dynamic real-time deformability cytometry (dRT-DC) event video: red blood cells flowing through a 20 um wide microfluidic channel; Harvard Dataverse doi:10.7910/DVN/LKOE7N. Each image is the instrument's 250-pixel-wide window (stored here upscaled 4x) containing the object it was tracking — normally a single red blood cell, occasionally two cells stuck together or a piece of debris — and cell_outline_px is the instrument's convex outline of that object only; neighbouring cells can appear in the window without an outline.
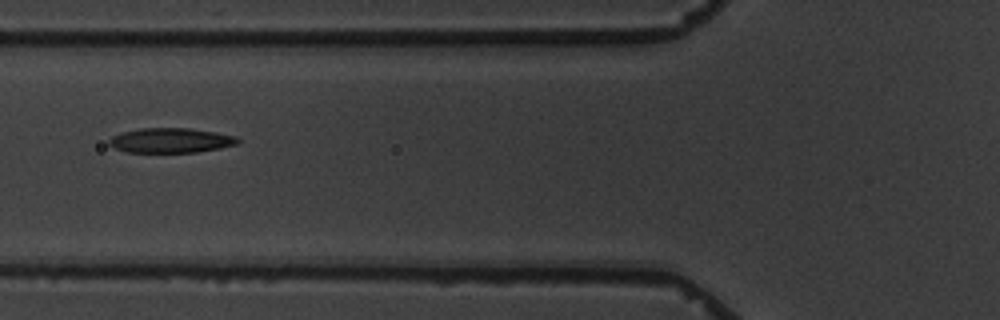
{"species": "common noctule bat (a hibernating species)", "species_latin": "Nyctalus noctula", "temperature_condition": "warm", "stored_images_in_passage": 14, "camera_frame_rate_fps": 3000, "um_per_image_px": 0.085, "animal": {"sex": "male", "body_mass_g": 19.5, "forearm_length_mm": 54.6}, "frame": {"image": 1, "passage_image": 6, "time_ms": 7.0, "image_size_px": [1000, 320], "cell_outline_px": [[240, 144], [220, 148], [196, 152], [128, 152], [116, 148], [108, 144], [108, 140], [112, 136], [120, 132], [140, 128], [188, 128], [216, 132], [236, 136], [240, 140]], "centroid_in_image_um": [14.53, 11.93], "position_along_channel_um": 111.3, "area_um2": 18.67}}
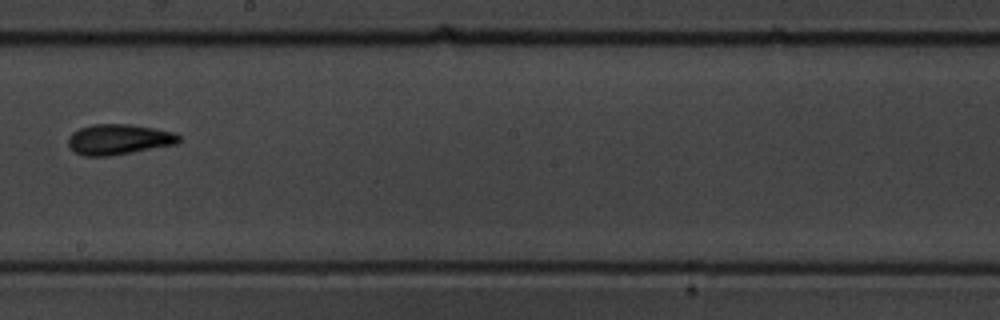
{"frame": {"image": 2, "passage_image": 9, "time_ms": 10.667, "image_size_px": [1000, 320], "cell_outline_px": [[180, 140], [176, 144], [108, 156], [84, 156], [76, 152], [68, 144], [68, 136], [72, 132], [80, 128], [92, 124], [128, 124], [152, 128], [172, 132], [180, 136]], "centroid_in_image_um": [10.06, 11.84], "position_along_channel_um": 238.1, "area_um2": 19.36}}
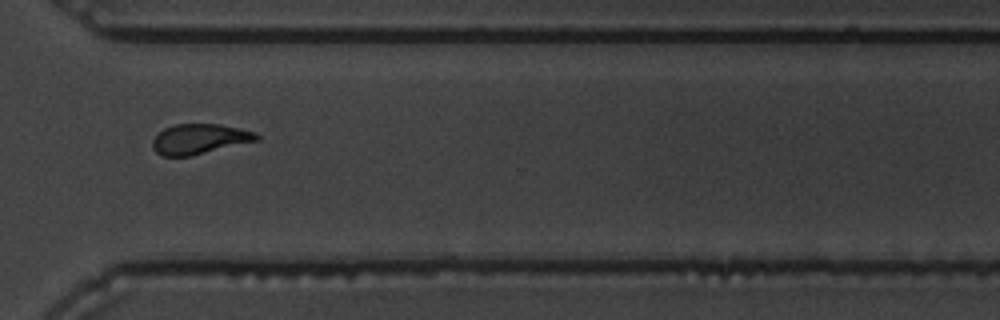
{"frame": {"image": 3, "passage_image": 12, "time_ms": 14.0, "image_size_px": [1000, 320], "cell_outline_px": [[260, 140], [188, 156], [160, 156], [152, 148], [152, 140], [164, 128], [176, 124], [220, 124], [240, 128], [256, 132], [260, 136]], "centroid_in_image_um": [16.97, 11.81], "position_along_channel_um": 353.6, "area_um2": 18.26}}